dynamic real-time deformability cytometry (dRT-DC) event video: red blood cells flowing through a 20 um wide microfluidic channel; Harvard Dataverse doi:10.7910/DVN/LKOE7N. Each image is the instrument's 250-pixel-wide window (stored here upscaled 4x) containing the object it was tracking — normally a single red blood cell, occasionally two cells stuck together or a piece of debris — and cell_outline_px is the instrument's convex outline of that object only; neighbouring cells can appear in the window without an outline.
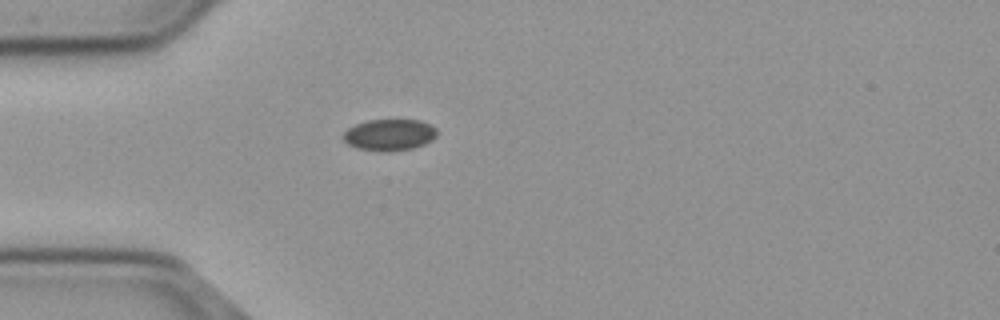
{"species": "common noctule bat (a hibernating species)", "species_latin": "Nyctalus noctula", "temperature_condition": "cold", "stored_images_in_passage": 41, "camera_frame_rate_fps": 3000, "um_per_image_px": 0.085, "animal": {"sex": "male", "body_mass_g": 23.1, "forearm_length_mm": 52.7}, "frame": {"image": 1, "passage_image": 1, "time_ms": 0.0, "image_size_px": [1000, 320], "cell_outline_px": [[436, 136], [432, 140], [424, 144], [412, 148], [356, 148], [348, 144], [340, 136], [348, 128], [356, 124], [368, 120], [420, 120], [436, 128]], "centroid_in_image_um": [33.09, 11.4], "position_along_channel_um": 51.9, "area_um2": 16.36}}
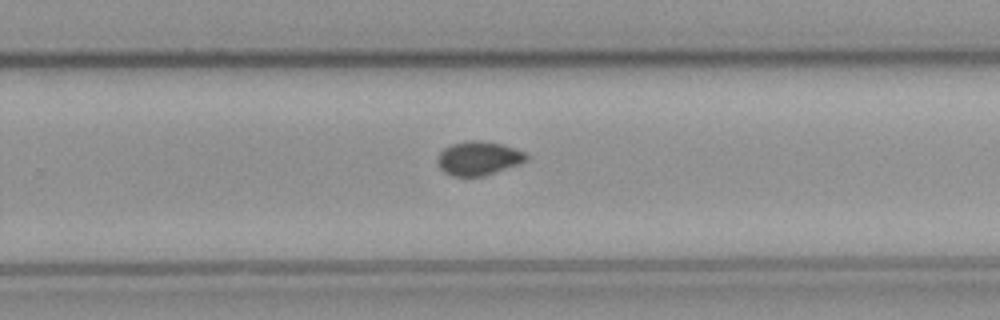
{"frame": {"image": 2, "passage_image": 21, "time_ms": 6.667, "image_size_px": [1000, 320], "cell_outline_px": [[528, 160], [520, 164], [484, 176], [452, 176], [444, 172], [440, 168], [436, 160], [436, 156], [448, 144], [468, 140], [480, 140], [504, 144], [524, 152], [528, 156]], "centroid_in_image_um": [40.65, 13.44], "position_along_channel_um": 289.1, "area_um2": 17.86}}
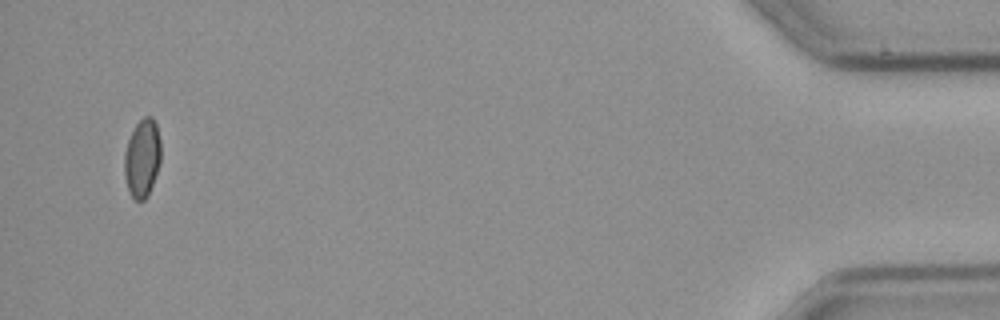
{"frame": {"image": 3, "passage_image": 39, "time_ms": 12.667, "image_size_px": [1000, 320], "cell_outline_px": [[160, 160], [148, 196], [144, 200], [136, 200], [132, 196], [128, 188], [124, 176], [124, 152], [128, 140], [136, 124], [144, 116], [152, 116], [156, 124], [160, 140]], "centroid_in_image_um": [12.08, 13.42], "position_along_channel_um": 423.1, "area_um2": 16.47}, "authors_computed_cell_mechanics": {"area_um2": 17.2244, "velocity_mm_per_s": 3.6886, "shape_relaxation_time_tau1_ms": null, "shape_relaxation_time_tau2_ms": 3.708, "deformation_change_tau1": null, "deformation_change_tau2": 0.0489}}